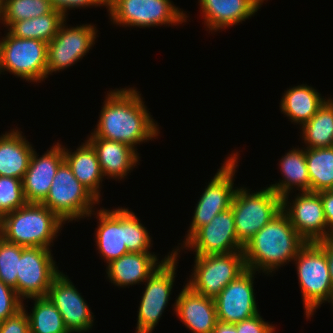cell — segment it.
Listing matches in <instances>:
<instances>
[{"instance_id":"1","label":"cell","mask_w":333,"mask_h":333,"mask_svg":"<svg viewBox=\"0 0 333 333\" xmlns=\"http://www.w3.org/2000/svg\"><path fill=\"white\" fill-rule=\"evenodd\" d=\"M135 88L109 91L100 111L97 128L90 137L123 142L135 148L141 142L155 139L159 125L152 118Z\"/></svg>"},{"instance_id":"2","label":"cell","mask_w":333,"mask_h":333,"mask_svg":"<svg viewBox=\"0 0 333 333\" xmlns=\"http://www.w3.org/2000/svg\"><path fill=\"white\" fill-rule=\"evenodd\" d=\"M306 243L281 211L244 245L246 268L268 275L294 260Z\"/></svg>"},{"instance_id":"3","label":"cell","mask_w":333,"mask_h":333,"mask_svg":"<svg viewBox=\"0 0 333 333\" xmlns=\"http://www.w3.org/2000/svg\"><path fill=\"white\" fill-rule=\"evenodd\" d=\"M98 228L95 242L98 253L106 263L129 252H150L152 240L147 228L128 208L96 211Z\"/></svg>"},{"instance_id":"4","label":"cell","mask_w":333,"mask_h":333,"mask_svg":"<svg viewBox=\"0 0 333 333\" xmlns=\"http://www.w3.org/2000/svg\"><path fill=\"white\" fill-rule=\"evenodd\" d=\"M65 224L48 207L27 203L0 219V235L23 247L50 249L54 238Z\"/></svg>"},{"instance_id":"5","label":"cell","mask_w":333,"mask_h":333,"mask_svg":"<svg viewBox=\"0 0 333 333\" xmlns=\"http://www.w3.org/2000/svg\"><path fill=\"white\" fill-rule=\"evenodd\" d=\"M293 261H296L305 315L309 319L323 303L333 304V284L326 253L316 242H307Z\"/></svg>"},{"instance_id":"6","label":"cell","mask_w":333,"mask_h":333,"mask_svg":"<svg viewBox=\"0 0 333 333\" xmlns=\"http://www.w3.org/2000/svg\"><path fill=\"white\" fill-rule=\"evenodd\" d=\"M247 189L237 187L231 204L236 236L243 245L282 211V198L270 187L255 193Z\"/></svg>"},{"instance_id":"7","label":"cell","mask_w":333,"mask_h":333,"mask_svg":"<svg viewBox=\"0 0 333 333\" xmlns=\"http://www.w3.org/2000/svg\"><path fill=\"white\" fill-rule=\"evenodd\" d=\"M100 201L74 176L64 161L53 178L48 195L41 203L48 207L64 223L91 217L93 207ZM93 205V206H92ZM94 212V213H93Z\"/></svg>"},{"instance_id":"8","label":"cell","mask_w":333,"mask_h":333,"mask_svg":"<svg viewBox=\"0 0 333 333\" xmlns=\"http://www.w3.org/2000/svg\"><path fill=\"white\" fill-rule=\"evenodd\" d=\"M106 8L113 24L122 27L176 26L188 18L171 0H107Z\"/></svg>"},{"instance_id":"9","label":"cell","mask_w":333,"mask_h":333,"mask_svg":"<svg viewBox=\"0 0 333 333\" xmlns=\"http://www.w3.org/2000/svg\"><path fill=\"white\" fill-rule=\"evenodd\" d=\"M47 46L48 43L41 40L17 38L7 32L0 40V74L7 71L23 80L36 83L45 80Z\"/></svg>"},{"instance_id":"10","label":"cell","mask_w":333,"mask_h":333,"mask_svg":"<svg viewBox=\"0 0 333 333\" xmlns=\"http://www.w3.org/2000/svg\"><path fill=\"white\" fill-rule=\"evenodd\" d=\"M177 248L172 250L171 254L145 281V291L137 311L135 333H152L168 305L176 276L177 257L180 253V247Z\"/></svg>"},{"instance_id":"11","label":"cell","mask_w":333,"mask_h":333,"mask_svg":"<svg viewBox=\"0 0 333 333\" xmlns=\"http://www.w3.org/2000/svg\"><path fill=\"white\" fill-rule=\"evenodd\" d=\"M194 270L187 286L194 292L215 298L247 268L243 251L217 255H195Z\"/></svg>"},{"instance_id":"12","label":"cell","mask_w":333,"mask_h":333,"mask_svg":"<svg viewBox=\"0 0 333 333\" xmlns=\"http://www.w3.org/2000/svg\"><path fill=\"white\" fill-rule=\"evenodd\" d=\"M227 158L200 195L190 228L182 244L199 228L207 225L218 213L231 207L237 189V187L234 188L233 180L238 166V152L230 154Z\"/></svg>"},{"instance_id":"13","label":"cell","mask_w":333,"mask_h":333,"mask_svg":"<svg viewBox=\"0 0 333 333\" xmlns=\"http://www.w3.org/2000/svg\"><path fill=\"white\" fill-rule=\"evenodd\" d=\"M51 251L41 247L22 249L17 272V294L22 300L47 296L50 285L61 272Z\"/></svg>"},{"instance_id":"14","label":"cell","mask_w":333,"mask_h":333,"mask_svg":"<svg viewBox=\"0 0 333 333\" xmlns=\"http://www.w3.org/2000/svg\"><path fill=\"white\" fill-rule=\"evenodd\" d=\"M65 22L47 46V78L49 74L62 71L82 60L95 44L98 31L94 25L82 24L68 28Z\"/></svg>"},{"instance_id":"15","label":"cell","mask_w":333,"mask_h":333,"mask_svg":"<svg viewBox=\"0 0 333 333\" xmlns=\"http://www.w3.org/2000/svg\"><path fill=\"white\" fill-rule=\"evenodd\" d=\"M196 255L229 254L243 251L244 245L236 236L233 211L218 213L207 225L199 228L183 245ZM191 248V249H190Z\"/></svg>"},{"instance_id":"16","label":"cell","mask_w":333,"mask_h":333,"mask_svg":"<svg viewBox=\"0 0 333 333\" xmlns=\"http://www.w3.org/2000/svg\"><path fill=\"white\" fill-rule=\"evenodd\" d=\"M289 194L282 198V211L306 242H318L332 237L328 231L321 196L318 192H301L293 202ZM290 204V205H289Z\"/></svg>"},{"instance_id":"17","label":"cell","mask_w":333,"mask_h":333,"mask_svg":"<svg viewBox=\"0 0 333 333\" xmlns=\"http://www.w3.org/2000/svg\"><path fill=\"white\" fill-rule=\"evenodd\" d=\"M255 273L246 269L214 298L218 321L235 324L259 314L253 287Z\"/></svg>"},{"instance_id":"18","label":"cell","mask_w":333,"mask_h":333,"mask_svg":"<svg viewBox=\"0 0 333 333\" xmlns=\"http://www.w3.org/2000/svg\"><path fill=\"white\" fill-rule=\"evenodd\" d=\"M47 297L60 312L69 333H84L92 328L95 320L93 313L81 293L63 272L53 280Z\"/></svg>"},{"instance_id":"19","label":"cell","mask_w":333,"mask_h":333,"mask_svg":"<svg viewBox=\"0 0 333 333\" xmlns=\"http://www.w3.org/2000/svg\"><path fill=\"white\" fill-rule=\"evenodd\" d=\"M41 157L34 150L22 186L28 203L41 204L50 190L59 166L64 162L63 145L53 144Z\"/></svg>"},{"instance_id":"20","label":"cell","mask_w":333,"mask_h":333,"mask_svg":"<svg viewBox=\"0 0 333 333\" xmlns=\"http://www.w3.org/2000/svg\"><path fill=\"white\" fill-rule=\"evenodd\" d=\"M175 301L176 316L191 332H213L218 322L214 298L198 294L185 284Z\"/></svg>"},{"instance_id":"21","label":"cell","mask_w":333,"mask_h":333,"mask_svg":"<svg viewBox=\"0 0 333 333\" xmlns=\"http://www.w3.org/2000/svg\"><path fill=\"white\" fill-rule=\"evenodd\" d=\"M265 0H199L207 30L238 25L254 15Z\"/></svg>"},{"instance_id":"22","label":"cell","mask_w":333,"mask_h":333,"mask_svg":"<svg viewBox=\"0 0 333 333\" xmlns=\"http://www.w3.org/2000/svg\"><path fill=\"white\" fill-rule=\"evenodd\" d=\"M170 255L158 262V257L150 252H129L107 264V277L115 286L127 287L145 282L148 277Z\"/></svg>"},{"instance_id":"23","label":"cell","mask_w":333,"mask_h":333,"mask_svg":"<svg viewBox=\"0 0 333 333\" xmlns=\"http://www.w3.org/2000/svg\"><path fill=\"white\" fill-rule=\"evenodd\" d=\"M87 139L97 154L103 176L121 180L139 162L137 149L128 144L100 137L88 136Z\"/></svg>"},{"instance_id":"24","label":"cell","mask_w":333,"mask_h":333,"mask_svg":"<svg viewBox=\"0 0 333 333\" xmlns=\"http://www.w3.org/2000/svg\"><path fill=\"white\" fill-rule=\"evenodd\" d=\"M20 129L0 136V176L23 179L34 151Z\"/></svg>"},{"instance_id":"25","label":"cell","mask_w":333,"mask_h":333,"mask_svg":"<svg viewBox=\"0 0 333 333\" xmlns=\"http://www.w3.org/2000/svg\"><path fill=\"white\" fill-rule=\"evenodd\" d=\"M63 152L64 161L68 164L76 179L100 201V185L104 176L93 146L86 140L74 152L63 146Z\"/></svg>"},{"instance_id":"26","label":"cell","mask_w":333,"mask_h":333,"mask_svg":"<svg viewBox=\"0 0 333 333\" xmlns=\"http://www.w3.org/2000/svg\"><path fill=\"white\" fill-rule=\"evenodd\" d=\"M325 101L316 89L301 84L285 91L280 101V109L291 122L300 124L301 127L313 117Z\"/></svg>"},{"instance_id":"27","label":"cell","mask_w":333,"mask_h":333,"mask_svg":"<svg viewBox=\"0 0 333 333\" xmlns=\"http://www.w3.org/2000/svg\"><path fill=\"white\" fill-rule=\"evenodd\" d=\"M280 160V171L283 175L278 183L269 187L281 198L290 195L291 190L296 186L300 192L310 191V178L308 174L305 148H293L289 150Z\"/></svg>"},{"instance_id":"28","label":"cell","mask_w":333,"mask_h":333,"mask_svg":"<svg viewBox=\"0 0 333 333\" xmlns=\"http://www.w3.org/2000/svg\"><path fill=\"white\" fill-rule=\"evenodd\" d=\"M301 129L306 148L333 146V100L328 98Z\"/></svg>"},{"instance_id":"29","label":"cell","mask_w":333,"mask_h":333,"mask_svg":"<svg viewBox=\"0 0 333 333\" xmlns=\"http://www.w3.org/2000/svg\"><path fill=\"white\" fill-rule=\"evenodd\" d=\"M67 20L61 12L53 9L32 19L12 23L7 31L17 38L38 39L49 43L57 34L60 25Z\"/></svg>"},{"instance_id":"30","label":"cell","mask_w":333,"mask_h":333,"mask_svg":"<svg viewBox=\"0 0 333 333\" xmlns=\"http://www.w3.org/2000/svg\"><path fill=\"white\" fill-rule=\"evenodd\" d=\"M310 191L333 190V146L305 148Z\"/></svg>"},{"instance_id":"31","label":"cell","mask_w":333,"mask_h":333,"mask_svg":"<svg viewBox=\"0 0 333 333\" xmlns=\"http://www.w3.org/2000/svg\"><path fill=\"white\" fill-rule=\"evenodd\" d=\"M29 299L35 301L32 313H27L30 333H69L60 312L47 296Z\"/></svg>"},{"instance_id":"32","label":"cell","mask_w":333,"mask_h":333,"mask_svg":"<svg viewBox=\"0 0 333 333\" xmlns=\"http://www.w3.org/2000/svg\"><path fill=\"white\" fill-rule=\"evenodd\" d=\"M52 10L50 0H4L1 22L8 28L14 22L36 18Z\"/></svg>"},{"instance_id":"33","label":"cell","mask_w":333,"mask_h":333,"mask_svg":"<svg viewBox=\"0 0 333 333\" xmlns=\"http://www.w3.org/2000/svg\"><path fill=\"white\" fill-rule=\"evenodd\" d=\"M23 248L0 235V280L16 292L19 259Z\"/></svg>"},{"instance_id":"34","label":"cell","mask_w":333,"mask_h":333,"mask_svg":"<svg viewBox=\"0 0 333 333\" xmlns=\"http://www.w3.org/2000/svg\"><path fill=\"white\" fill-rule=\"evenodd\" d=\"M27 203L22 180L0 176V219Z\"/></svg>"},{"instance_id":"35","label":"cell","mask_w":333,"mask_h":333,"mask_svg":"<svg viewBox=\"0 0 333 333\" xmlns=\"http://www.w3.org/2000/svg\"><path fill=\"white\" fill-rule=\"evenodd\" d=\"M23 307V300L14 288L0 280V322L13 316Z\"/></svg>"},{"instance_id":"36","label":"cell","mask_w":333,"mask_h":333,"mask_svg":"<svg viewBox=\"0 0 333 333\" xmlns=\"http://www.w3.org/2000/svg\"><path fill=\"white\" fill-rule=\"evenodd\" d=\"M25 306L16 314L0 322V333H30L29 319Z\"/></svg>"},{"instance_id":"37","label":"cell","mask_w":333,"mask_h":333,"mask_svg":"<svg viewBox=\"0 0 333 333\" xmlns=\"http://www.w3.org/2000/svg\"><path fill=\"white\" fill-rule=\"evenodd\" d=\"M238 333H274L275 326L264 321L260 314L234 324Z\"/></svg>"},{"instance_id":"38","label":"cell","mask_w":333,"mask_h":333,"mask_svg":"<svg viewBox=\"0 0 333 333\" xmlns=\"http://www.w3.org/2000/svg\"><path fill=\"white\" fill-rule=\"evenodd\" d=\"M53 9L62 13L66 18L67 12L74 8H86L90 6H107V0H50Z\"/></svg>"},{"instance_id":"39","label":"cell","mask_w":333,"mask_h":333,"mask_svg":"<svg viewBox=\"0 0 333 333\" xmlns=\"http://www.w3.org/2000/svg\"><path fill=\"white\" fill-rule=\"evenodd\" d=\"M318 193L321 196L328 231L333 236V190H324Z\"/></svg>"},{"instance_id":"40","label":"cell","mask_w":333,"mask_h":333,"mask_svg":"<svg viewBox=\"0 0 333 333\" xmlns=\"http://www.w3.org/2000/svg\"><path fill=\"white\" fill-rule=\"evenodd\" d=\"M326 253L329 273L333 284V236L316 242Z\"/></svg>"},{"instance_id":"41","label":"cell","mask_w":333,"mask_h":333,"mask_svg":"<svg viewBox=\"0 0 333 333\" xmlns=\"http://www.w3.org/2000/svg\"><path fill=\"white\" fill-rule=\"evenodd\" d=\"M212 333H238L236 326L218 321Z\"/></svg>"},{"instance_id":"42","label":"cell","mask_w":333,"mask_h":333,"mask_svg":"<svg viewBox=\"0 0 333 333\" xmlns=\"http://www.w3.org/2000/svg\"><path fill=\"white\" fill-rule=\"evenodd\" d=\"M0 21H2V3L0 2ZM2 23V22H0Z\"/></svg>"}]
</instances>
